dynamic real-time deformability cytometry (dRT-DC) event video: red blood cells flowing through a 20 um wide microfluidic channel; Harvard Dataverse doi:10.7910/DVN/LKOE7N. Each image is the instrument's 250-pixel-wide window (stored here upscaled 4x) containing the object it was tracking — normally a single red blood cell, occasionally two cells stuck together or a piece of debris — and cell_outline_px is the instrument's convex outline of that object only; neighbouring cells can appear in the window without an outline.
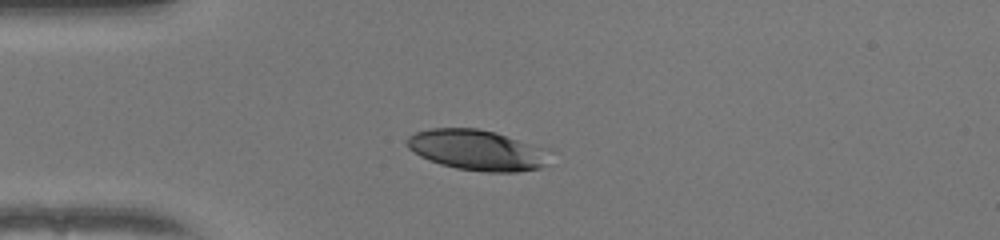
{"species": "human", "species_latin": "Homo sapiens", "temperature_condition": "warm", "stored_images_in_passage": 39, "camera_frame_rate_fps": 3000, "um_per_image_px": 0.085, "donor": {"sex": "female"}, "frame": {"image": 1, "passage_image": 1, "time_ms": 0.0, "image_size_px": [1000, 240], "cell_outline_px": [[552, 148], [548, 164], [540, 168], [516, 172], [484, 172], [456, 168], [440, 164], [428, 160], [412, 152], [404, 144], [404, 140], [408, 136], [416, 132], [432, 128], [476, 128], [496, 132]], "centroid_in_image_um": [40.62, 12.75], "position_along_channel_um": 44.4, "area_um2": 34.68}}
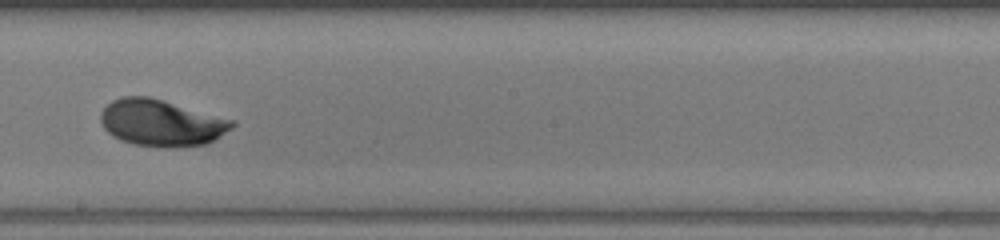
{"frame": {"image": 2, "passage_image": 17, "time_ms": 5.333, "image_size_px": [1000, 240], "cell_outline_px": [[236, 124], [232, 128], [208, 144], [176, 148], [164, 148], [132, 144], [120, 140], [112, 136], [104, 128], [100, 120], [100, 112], [112, 100], [120, 96], [148, 96], [236, 120]], "centroid_in_image_um": [13.72, 10.45], "position_along_channel_um": 234.5, "area_um2": 36.13}}
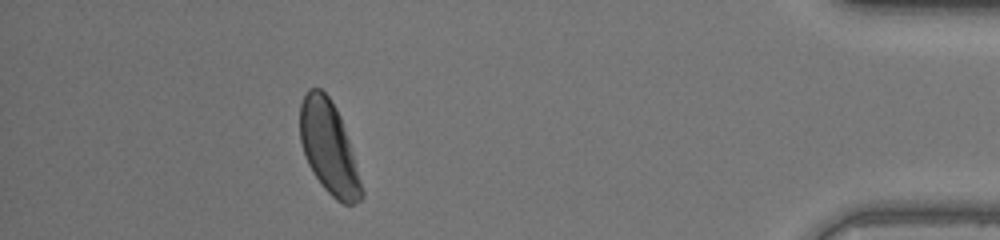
{"frame": {"image": 3, "passage_image": 34, "time_ms": 11.0, "image_size_px": [1000, 240], "cell_outline_px": [[364, 196], [356, 204], [344, 204], [336, 200], [324, 188], [312, 172], [308, 164], [300, 140], [300, 104], [304, 92], [308, 88], [320, 88], [328, 96], [336, 108], [340, 116], [348, 140], [364, 192]], "centroid_in_image_um": [27.93, 12.55], "position_along_channel_um": 407.3, "area_um2": 32.89}, "authors_computed_cell_mechanics": {"area_um2": 34.2176, "velocity_mm_per_s": 3.9878, "shape_relaxation_time_tau1_ms": 2.6767, "shape_relaxation_time_tau2_ms": 0.8833, "deformation_change_tau1": 0.1214, "deformation_change_tau2": 0.0389}}